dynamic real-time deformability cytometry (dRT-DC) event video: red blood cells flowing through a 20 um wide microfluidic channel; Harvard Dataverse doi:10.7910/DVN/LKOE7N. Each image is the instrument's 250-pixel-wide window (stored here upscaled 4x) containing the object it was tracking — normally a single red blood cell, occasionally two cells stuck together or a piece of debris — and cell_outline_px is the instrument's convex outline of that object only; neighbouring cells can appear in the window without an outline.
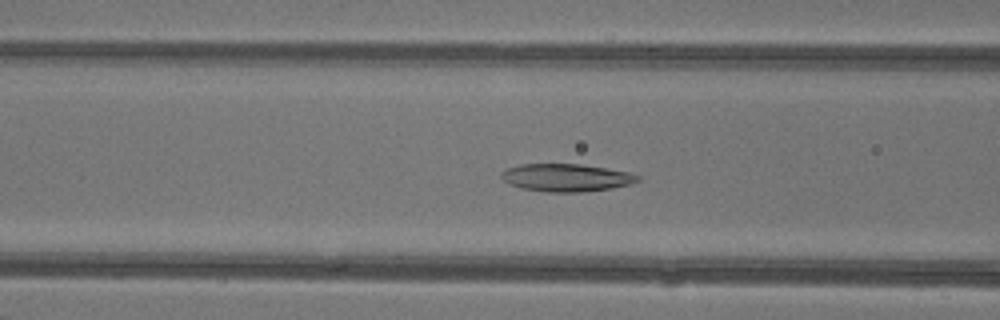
{"species": "common noctule bat (a hibernating species)", "species_latin": "Nyctalus noctula", "temperature_condition": "warm", "stored_images_in_passage": 39, "camera_frame_rate_fps": 3000, "um_per_image_px": 0.085, "animal": {"sex": "female"}, "frame": {"image": 1, "passage_image": 11, "time_ms": 3.333, "image_size_px": [1000, 320], "cell_outline_px": [[640, 180], [628, 184], [612, 188], [580, 192], [548, 192], [520, 188], [508, 184], [500, 176], [500, 172], [508, 168], [520, 164], [580, 164], [628, 172], [640, 176]], "centroid_in_image_um": [48.08, 15.1], "position_along_channel_um": 118.5, "area_um2": 21.91}}
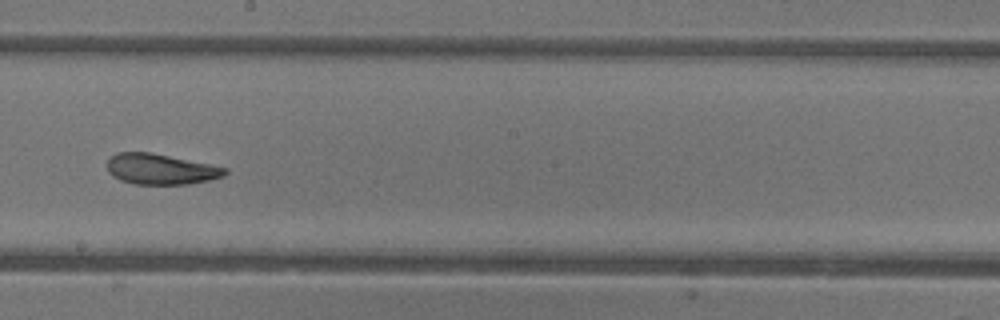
{"frame": {"image": 2, "passage_image": 19, "time_ms": 6.0, "image_size_px": [1000, 320], "cell_outline_px": [[228, 172], [224, 176], [208, 180], [188, 184], [132, 184], [120, 180], [112, 176], [108, 172], [108, 160], [116, 152], [152, 152], [228, 168]], "centroid_in_image_um": [13.65, 14.37], "position_along_channel_um": 234.6, "area_um2": 21.04}}
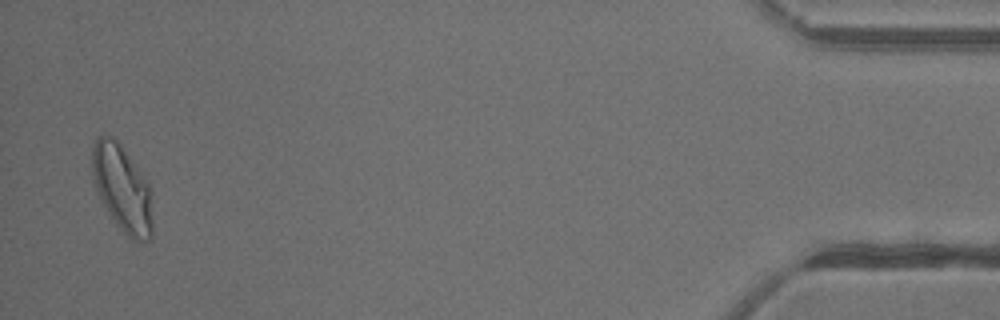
{"frame": {"image": 3, "passage_image": 38, "time_ms": 12.333, "image_size_px": [1000, 320], "cell_outline_px": [[152, 240], [140, 244], [128, 236], [116, 224], [108, 212], [92, 180], [92, 144], [96, 136], [112, 136], [120, 144], [144, 176], [152, 192]], "centroid_in_image_um": [10.41, 16.04], "position_along_channel_um": 424.8, "area_um2": 30.75}, "authors_computed_cell_mechanics": {"area_um2": 23.2356, "velocity_mm_per_s": 4.3506, "shape_relaxation_time_tau1_ms": 11.0538, "shape_relaxation_time_tau2_ms": 1.7124, "deformation_change_tau1": 0.2817, "deformation_change_tau2": 0.0738}}